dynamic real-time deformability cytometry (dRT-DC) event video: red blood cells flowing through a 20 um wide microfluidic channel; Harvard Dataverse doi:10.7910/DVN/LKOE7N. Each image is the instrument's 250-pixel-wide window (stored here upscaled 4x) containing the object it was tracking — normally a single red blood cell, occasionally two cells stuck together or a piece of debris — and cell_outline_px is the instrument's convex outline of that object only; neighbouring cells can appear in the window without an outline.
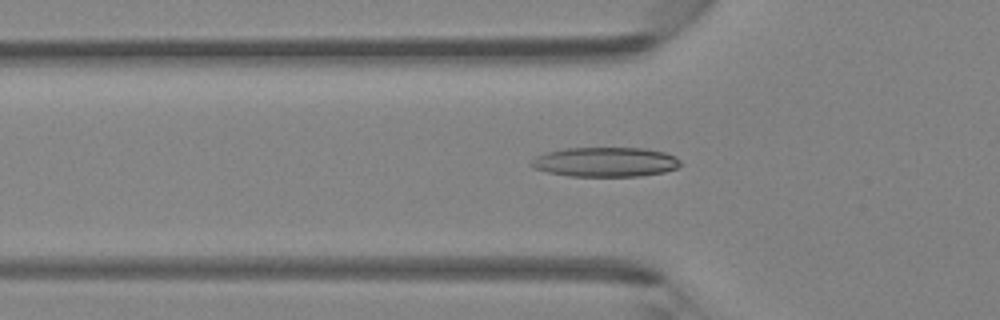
{"species": "Egyptian fruit bat (a non-hibernating species)", "species_latin": "Rousettus aegyptiacus", "temperature_condition": "room temperature", "stored_images_in_passage": 44, "camera_frame_rate_fps": 3000, "um_per_image_px": 0.085, "animal": {"sex": "female"}, "frame": {"image": 1, "passage_image": 14, "time_ms": 4.333, "image_size_px": [1000, 320], "cell_outline_px": [[684, 164], [676, 168], [664, 172], [640, 176], [568, 176], [548, 172], [532, 168], [532, 160], [536, 156], [544, 152], [564, 148], [648, 148], [664, 152], [676, 156]], "centroid_in_image_um": [51.48, 13.76], "position_along_channel_um": 74.3, "area_um2": 25.95}}
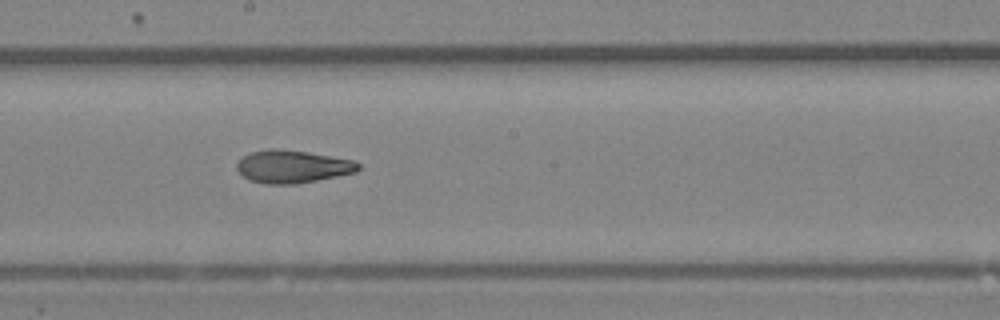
{"frame": {"image": 2, "passage_image": 24, "time_ms": 7.667, "image_size_px": [1000, 320], "cell_outline_px": [[360, 168], [356, 172], [296, 184], [264, 184], [252, 180], [244, 176], [236, 168], [236, 164], [244, 156], [252, 152], [268, 148], [276, 148], [308, 152], [352, 160], [360, 164]], "centroid_in_image_um": [24.86, 14.15], "position_along_channel_um": 223.3, "area_um2": 22.95}}
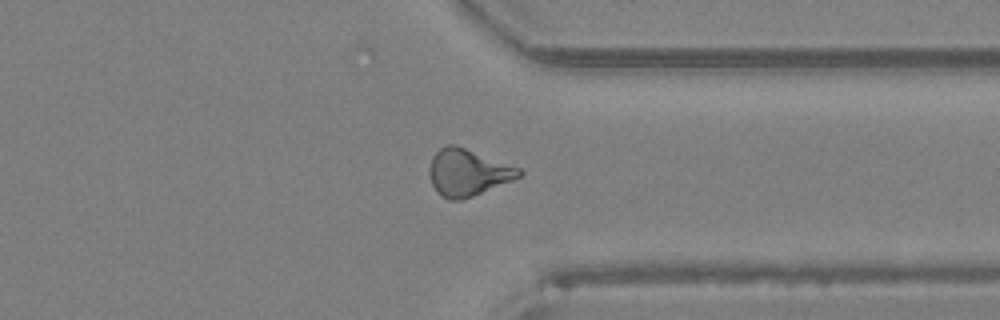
{"frame": {"image": 3, "passage_image": 34, "time_ms": 11.0, "image_size_px": [1000, 320], "cell_outline_px": [[524, 172], [520, 176], [512, 180], [464, 200], [448, 200], [440, 196], [436, 192], [432, 184], [428, 172], [432, 156], [440, 148], [448, 144], [456, 144], [520, 168]], "centroid_in_image_um": [39.73, 14.67], "position_along_channel_um": 371.7, "area_um2": 24.62}}